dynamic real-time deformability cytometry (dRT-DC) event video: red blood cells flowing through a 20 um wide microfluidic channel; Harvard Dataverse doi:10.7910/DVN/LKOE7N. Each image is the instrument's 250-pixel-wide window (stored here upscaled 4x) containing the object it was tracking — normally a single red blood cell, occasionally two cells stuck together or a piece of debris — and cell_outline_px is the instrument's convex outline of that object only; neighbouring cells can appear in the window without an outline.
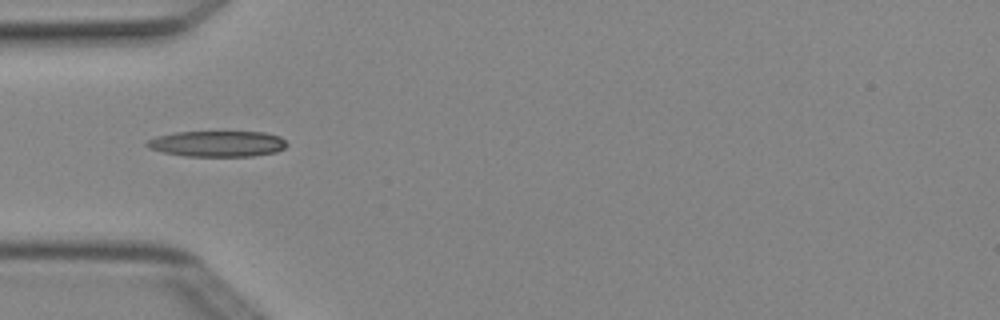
{"species": "Egyptian fruit bat (a non-hibernating species)", "species_latin": "Rousettus aegyptiacus", "temperature_condition": "cold", "stored_images_in_passage": 2, "camera_frame_rate_fps": 3000, "um_per_image_px": 0.085, "animal": {"sex": "female"}, "frame": {"image": 1, "passage_image": 2, "time_ms": 0.333, "image_size_px": [1000, 320], "cell_outline_px": [[288, 144], [284, 148], [276, 152], [252, 156], [184, 156], [164, 152], [148, 148], [144, 144], [148, 140], [156, 136], [176, 132], [264, 132], [280, 136]], "centroid_in_image_um": [18.47, 12.22], "position_along_channel_um": 66.5, "area_um2": 21.1}}